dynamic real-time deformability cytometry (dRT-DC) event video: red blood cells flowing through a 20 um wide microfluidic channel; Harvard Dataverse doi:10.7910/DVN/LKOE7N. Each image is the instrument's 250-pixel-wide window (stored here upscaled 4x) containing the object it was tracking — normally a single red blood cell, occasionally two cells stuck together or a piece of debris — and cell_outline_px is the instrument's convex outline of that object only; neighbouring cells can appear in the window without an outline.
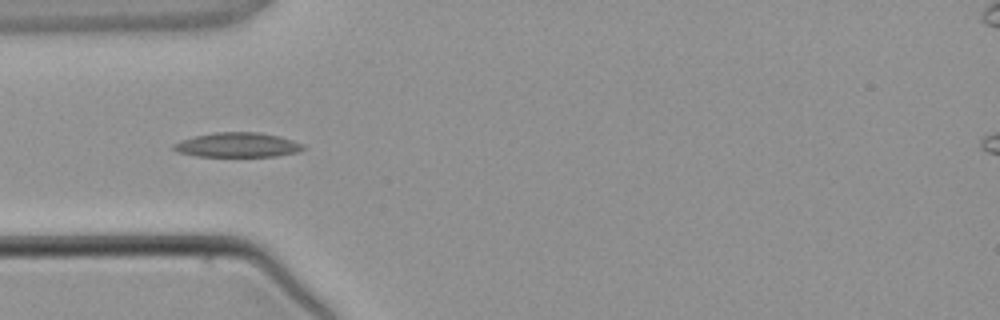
{"species": "common noctule bat (a hibernating species)", "species_latin": "Nyctalus noctula", "temperature_condition": "warm", "stored_images_in_passage": 4, "camera_frame_rate_fps": 3000, "um_per_image_px": 0.085, "animal": {"sex": "male", "body_mass_g": 21.5, "forearm_length_mm": 52.0}, "frame": {"image": 1, "passage_image": 3, "time_ms": 2.667, "image_size_px": [1000, 320], "cell_outline_px": [[304, 148], [296, 152], [276, 156], [196, 156], [176, 152], [172, 148], [172, 144], [180, 140], [212, 132], [260, 132], [280, 136], [304, 144]], "centroid_in_image_um": [20.15, 12.31], "position_along_channel_um": 64.8, "area_um2": 18.61}}
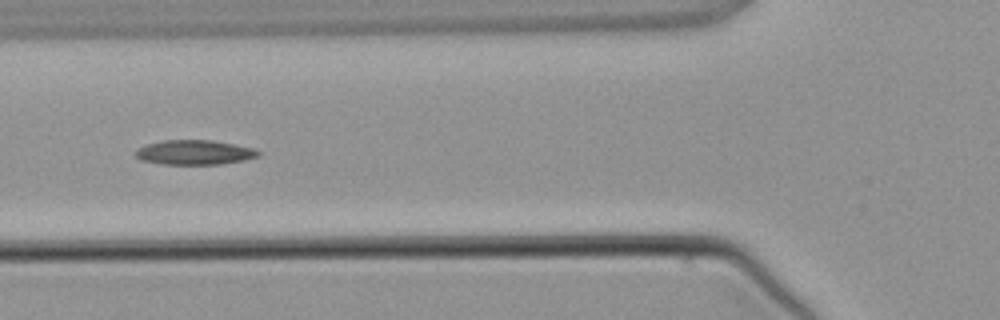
{"frame": {"image": 2, "passage_image": 4, "time_ms": 3.667, "image_size_px": [1000, 320], "cell_outline_px": [[260, 156], [244, 160], [220, 164], [164, 164], [140, 160], [136, 156], [136, 148], [148, 144], [164, 140], [212, 140], [252, 148], [260, 152]], "centroid_in_image_um": [16.52, 12.95], "position_along_channel_um": 109.3, "area_um2": 17.46}}